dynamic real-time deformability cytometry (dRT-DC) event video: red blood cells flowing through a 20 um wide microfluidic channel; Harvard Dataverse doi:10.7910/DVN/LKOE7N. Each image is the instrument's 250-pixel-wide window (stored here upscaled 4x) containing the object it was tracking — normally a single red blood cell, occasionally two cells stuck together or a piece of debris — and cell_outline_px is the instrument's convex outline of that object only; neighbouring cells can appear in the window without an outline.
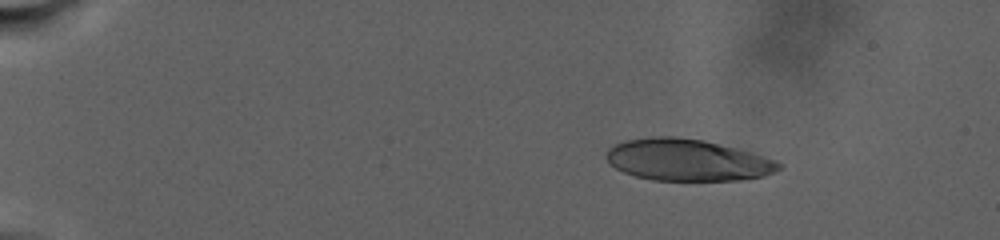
{"species": "human", "species_latin": "Homo sapiens", "temperature_condition": "warm", "stored_images_in_passage": 26, "camera_frame_rate_fps": 3000, "um_per_image_px": 0.085, "donor": {"sex": "male"}, "frame": {"image": 1, "passage_image": 1, "time_ms": 0.0, "image_size_px": [1000, 240], "cell_outline_px": [[784, 164], [780, 168], [764, 176], [740, 180], [652, 180], [636, 176], [624, 172], [608, 164], [604, 156], [608, 148], [616, 144], [628, 140], [652, 136], [676, 136], [704, 140], [752, 152], [776, 160]], "centroid_in_image_um": [58.41, 13.59], "position_along_channel_um": 26.6, "area_um2": 42.08}}
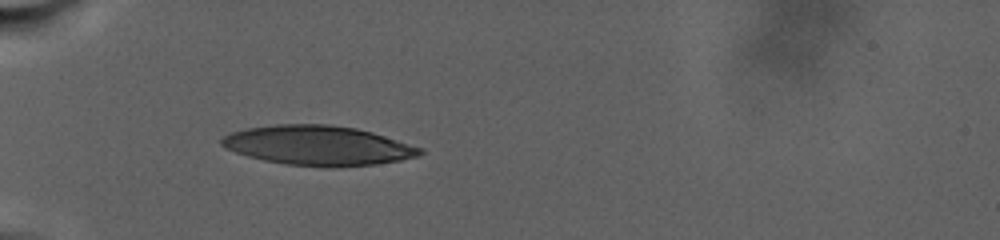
{"frame": {"image": 2, "passage_image": 18, "time_ms": 5.667, "image_size_px": [1000, 240], "cell_outline_px": [[424, 152], [416, 156], [400, 160], [376, 164], [336, 168], [324, 168], [288, 164], [264, 160], [248, 156], [224, 148], [220, 144], [220, 140], [224, 136], [232, 132], [248, 128], [276, 124], [328, 124], [356, 128], [372, 132], [424, 148]], "centroid_in_image_um": [27.05, 12.37], "position_along_channel_um": 58.0, "area_um2": 45.95}}
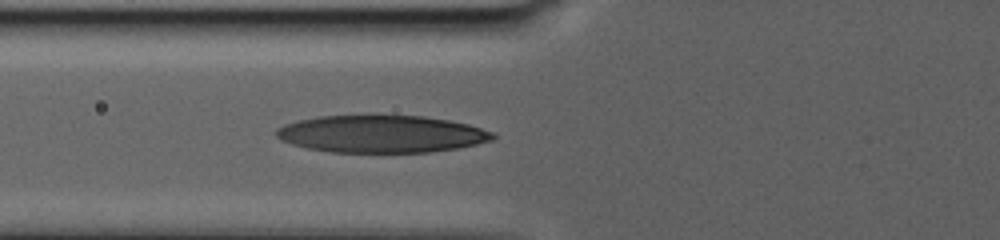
{"frame": {"image": 3, "passage_image": 25, "time_ms": 8.0, "image_size_px": [1000, 240], "cell_outline_px": [[496, 136], [492, 140], [460, 148], [428, 152], [328, 152], [308, 148], [292, 144], [280, 140], [276, 136], [276, 128], [284, 124], [296, 120], [320, 116], [368, 112], [424, 116], [448, 120], [468, 124], [492, 132]], "centroid_in_image_um": [32.37, 11.34], "position_along_channel_um": 93.4, "area_um2": 48.49}}